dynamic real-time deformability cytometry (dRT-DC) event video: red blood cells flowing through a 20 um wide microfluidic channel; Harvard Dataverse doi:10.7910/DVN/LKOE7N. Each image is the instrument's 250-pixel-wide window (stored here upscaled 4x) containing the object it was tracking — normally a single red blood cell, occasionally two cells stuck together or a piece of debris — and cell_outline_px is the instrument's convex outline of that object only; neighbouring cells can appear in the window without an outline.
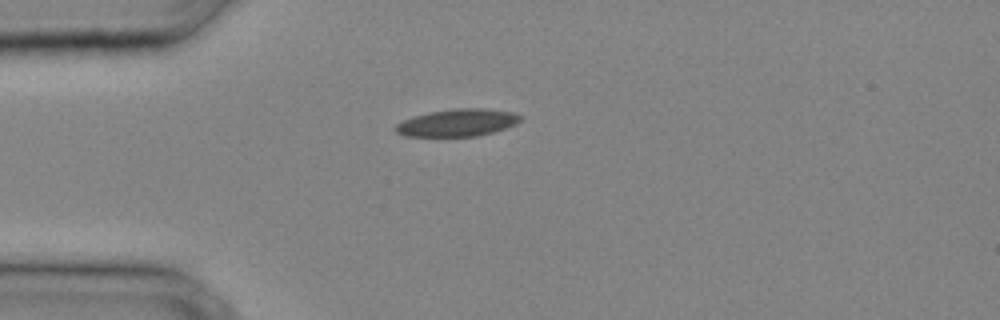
{"species": "common noctule bat (a hibernating species)", "species_latin": "Nyctalus noctula", "temperature_condition": "cold", "stored_images_in_passage": 24, "camera_frame_rate_fps": 3000, "um_per_image_px": 0.085, "animal": {"sex": "male", "body_mass_g": 20.4}, "frame": {"image": 1, "passage_image": 1, "time_ms": 0.0, "image_size_px": [1000, 320], "cell_outline_px": [[524, 116], [516, 124], [480, 136], [404, 136], [396, 132], [392, 128], [396, 124], [412, 116], [432, 112], [456, 108], [484, 108], [512, 112]], "centroid_in_image_um": [38.87, 10.43], "position_along_channel_um": 46.1, "area_um2": 19.88}}
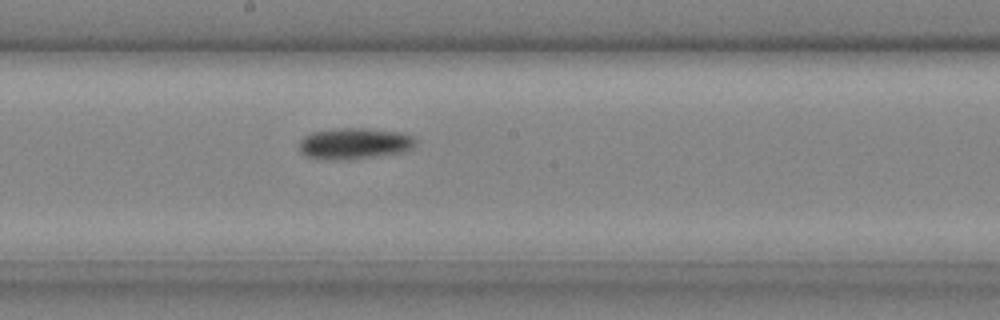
{"frame": {"image": 2, "passage_image": 11, "time_ms": 3.333, "image_size_px": [1000, 320], "cell_outline_px": [[416, 144], [412, 148], [404, 152], [372, 156], [336, 160], [304, 156], [300, 152], [296, 144], [304, 136], [312, 132], [336, 128], [364, 128], [404, 132], [412, 136], [416, 140]], "centroid_in_image_um": [30.1, 12.18], "position_along_channel_um": 218.1, "area_um2": 21.27}}
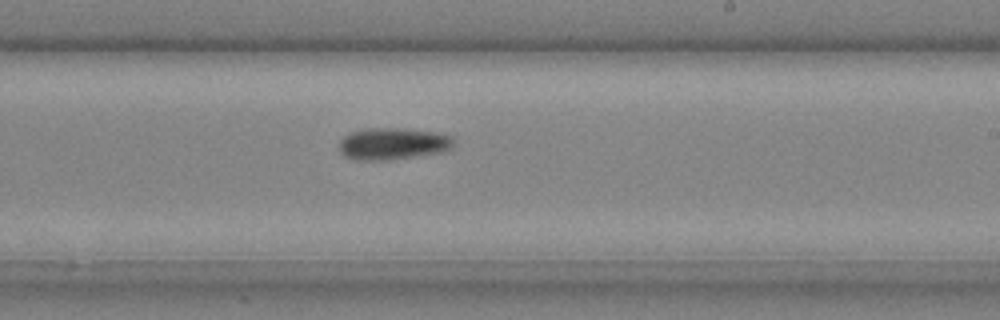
{"frame": {"image": 3, "passage_image": 13, "time_ms": 4.0, "image_size_px": [1000, 320], "cell_outline_px": [[456, 140], [452, 148], [444, 152], [420, 156], [392, 160], [352, 160], [344, 156], [340, 152], [340, 140], [348, 132], [368, 128], [404, 128], [436, 132], [452, 136]], "centroid_in_image_um": [33.42, 12.22], "position_along_channel_um": 255.6, "area_um2": 21.85}}